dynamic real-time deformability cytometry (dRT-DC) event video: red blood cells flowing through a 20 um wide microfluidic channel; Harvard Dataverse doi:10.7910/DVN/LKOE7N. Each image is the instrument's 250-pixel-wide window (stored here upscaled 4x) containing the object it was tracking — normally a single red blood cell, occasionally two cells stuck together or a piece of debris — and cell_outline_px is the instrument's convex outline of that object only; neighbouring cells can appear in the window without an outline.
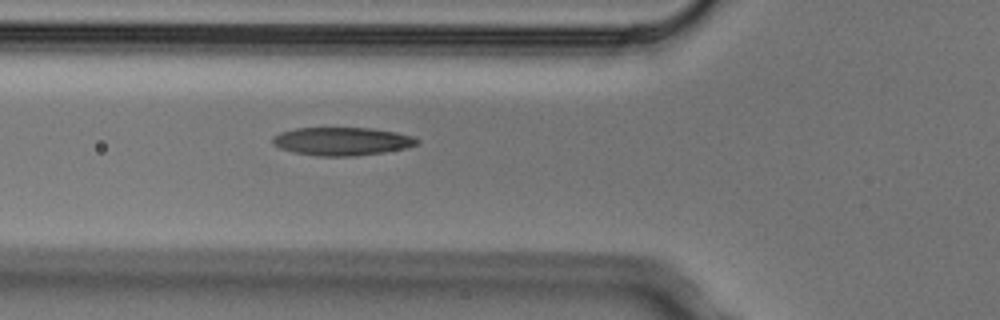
{"species": "Egyptian fruit bat (a non-hibernating species)", "species_latin": "Rousettus aegyptiacus", "temperature_condition": "cold", "stored_images_in_passage": 5, "camera_frame_rate_fps": 3000, "um_per_image_px": 0.085, "animal": {"sex": "male"}, "frame": {"image": 1, "passage_image": 5, "time_ms": 1.333, "image_size_px": [1000, 320], "cell_outline_px": [[420, 144], [404, 148], [384, 152], [356, 156], [316, 156], [296, 152], [280, 148], [272, 144], [272, 136], [280, 132], [296, 128], [372, 128], [396, 132], [412, 136], [420, 140]], "centroid_in_image_um": [29.07, 12.01], "position_along_channel_um": 96.7, "area_um2": 23.76}}